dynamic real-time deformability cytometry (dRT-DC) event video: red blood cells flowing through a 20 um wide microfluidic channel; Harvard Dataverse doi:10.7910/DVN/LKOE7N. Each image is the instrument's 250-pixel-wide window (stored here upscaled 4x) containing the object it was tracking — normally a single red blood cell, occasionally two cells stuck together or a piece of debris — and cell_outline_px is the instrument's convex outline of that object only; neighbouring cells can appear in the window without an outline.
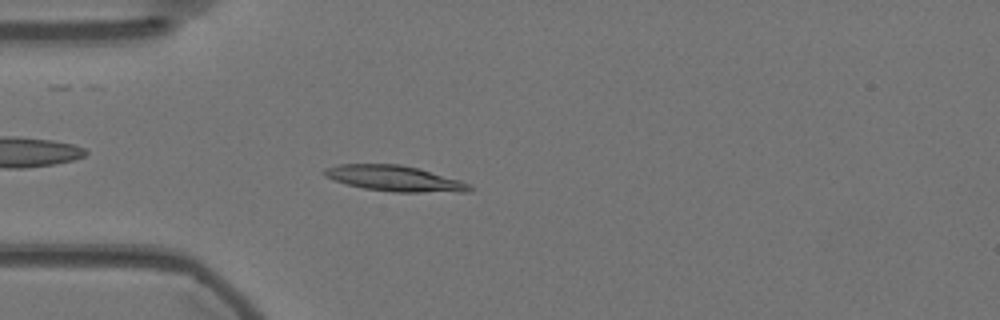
{"species": "Egyptian fruit bat (a non-hibernating species)", "species_latin": "Rousettus aegyptiacus", "temperature_condition": "warm", "stored_images_in_passage": 49, "camera_frame_rate_fps": 3000, "um_per_image_px": 0.085, "animal": {"sex": "female"}, "frame": {"image": 1, "passage_image": 8, "time_ms": 2.333, "image_size_px": [1000, 320], "cell_outline_px": [[472, 188], [468, 192], [392, 192], [364, 188], [332, 180], [324, 176], [320, 172], [324, 168], [340, 164], [400, 164], [416, 168], [460, 180], [468, 184]], "centroid_in_image_um": [33.47, 15.17], "position_along_channel_um": 51.5, "area_um2": 21.62}}
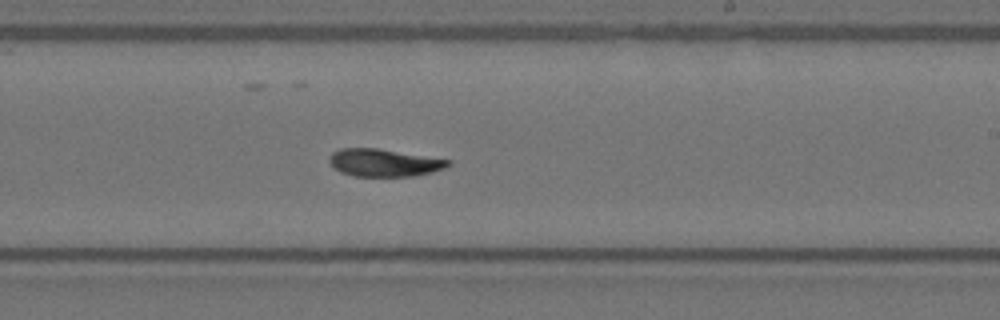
{"frame": {"image": 2, "passage_image": 26, "time_ms": 8.333, "image_size_px": [1000, 320], "cell_outline_px": [[452, 164], [444, 168], [432, 172], [416, 176], [352, 176], [340, 172], [332, 168], [328, 160], [328, 156], [332, 152], [340, 148], [376, 148], [452, 160]], "centroid_in_image_um": [32.61, 13.83], "position_along_channel_um": 256.4, "area_um2": 19.31}}
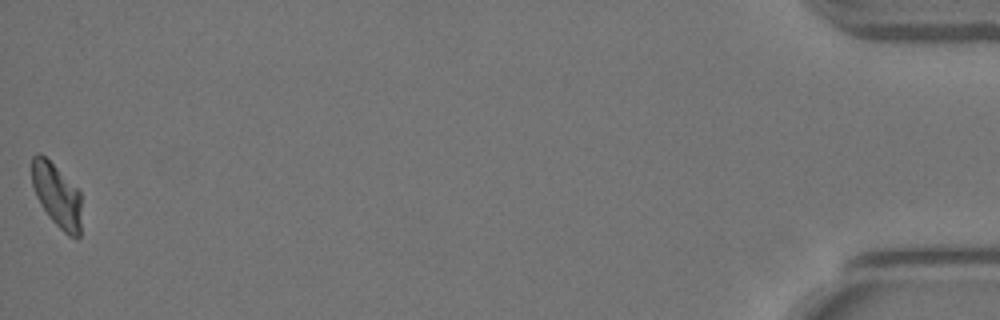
{"frame": {"image": 3, "passage_image": 49, "time_ms": 16.0, "image_size_px": [1000, 320], "cell_outline_px": [[80, 236], [68, 236], [48, 216], [36, 196], [32, 184], [32, 156], [36, 152], [40, 152], [80, 192]], "centroid_in_image_um": [4.8, 16.6], "position_along_channel_um": 430.4, "area_um2": 17.92}, "authors_computed_cell_mechanics": {"area_um2": 19.7676, "velocity_mm_per_s": 3.5513, "shape_relaxation_time_tau1_ms": 3.5301, "shape_relaxation_time_tau2_ms": 7.5756, "deformation_change_tau1": 0.1505, "deformation_change_tau2": 0.1077}}